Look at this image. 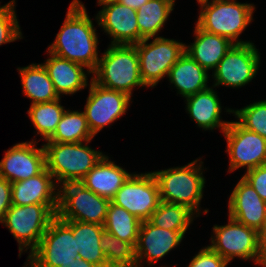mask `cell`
<instances>
[{"instance_id": "1", "label": "cell", "mask_w": 266, "mask_h": 267, "mask_svg": "<svg viewBox=\"0 0 266 267\" xmlns=\"http://www.w3.org/2000/svg\"><path fill=\"white\" fill-rule=\"evenodd\" d=\"M80 0H73L55 40L47 47L48 52L78 63L92 73L99 62L98 33Z\"/></svg>"}, {"instance_id": "2", "label": "cell", "mask_w": 266, "mask_h": 267, "mask_svg": "<svg viewBox=\"0 0 266 267\" xmlns=\"http://www.w3.org/2000/svg\"><path fill=\"white\" fill-rule=\"evenodd\" d=\"M92 80L101 87L126 93L130 97L134 87H147L140 75L136 46L109 44L99 58Z\"/></svg>"}, {"instance_id": "3", "label": "cell", "mask_w": 266, "mask_h": 267, "mask_svg": "<svg viewBox=\"0 0 266 267\" xmlns=\"http://www.w3.org/2000/svg\"><path fill=\"white\" fill-rule=\"evenodd\" d=\"M203 163L199 158L181 167L153 171L159 186L160 200L187 206L200 216V203L206 184Z\"/></svg>"}, {"instance_id": "4", "label": "cell", "mask_w": 266, "mask_h": 267, "mask_svg": "<svg viewBox=\"0 0 266 267\" xmlns=\"http://www.w3.org/2000/svg\"><path fill=\"white\" fill-rule=\"evenodd\" d=\"M92 140L77 143L43 144L46 168L60 187L66 183L80 182L105 155L88 145Z\"/></svg>"}, {"instance_id": "5", "label": "cell", "mask_w": 266, "mask_h": 267, "mask_svg": "<svg viewBox=\"0 0 266 267\" xmlns=\"http://www.w3.org/2000/svg\"><path fill=\"white\" fill-rule=\"evenodd\" d=\"M255 5L236 0H214L200 5L196 24L203 30L230 39L234 44L242 41L240 35L253 21Z\"/></svg>"}, {"instance_id": "6", "label": "cell", "mask_w": 266, "mask_h": 267, "mask_svg": "<svg viewBox=\"0 0 266 267\" xmlns=\"http://www.w3.org/2000/svg\"><path fill=\"white\" fill-rule=\"evenodd\" d=\"M57 210L58 205L29 204L11 205L6 211L1 224L17 240L19 257L28 250L30 254L38 246Z\"/></svg>"}, {"instance_id": "7", "label": "cell", "mask_w": 266, "mask_h": 267, "mask_svg": "<svg viewBox=\"0 0 266 267\" xmlns=\"http://www.w3.org/2000/svg\"><path fill=\"white\" fill-rule=\"evenodd\" d=\"M78 252L72 220H62L56 215L23 267H59L75 261Z\"/></svg>"}, {"instance_id": "8", "label": "cell", "mask_w": 266, "mask_h": 267, "mask_svg": "<svg viewBox=\"0 0 266 267\" xmlns=\"http://www.w3.org/2000/svg\"><path fill=\"white\" fill-rule=\"evenodd\" d=\"M134 45L139 57L142 81L150 88L168 76L171 67L185 52V43L163 36L143 39Z\"/></svg>"}, {"instance_id": "9", "label": "cell", "mask_w": 266, "mask_h": 267, "mask_svg": "<svg viewBox=\"0 0 266 267\" xmlns=\"http://www.w3.org/2000/svg\"><path fill=\"white\" fill-rule=\"evenodd\" d=\"M110 200L97 195L80 182L59 187L57 216L62 220L104 225Z\"/></svg>"}, {"instance_id": "10", "label": "cell", "mask_w": 266, "mask_h": 267, "mask_svg": "<svg viewBox=\"0 0 266 267\" xmlns=\"http://www.w3.org/2000/svg\"><path fill=\"white\" fill-rule=\"evenodd\" d=\"M254 43L234 44L210 74L214 87L242 88L258 74L260 52Z\"/></svg>"}, {"instance_id": "11", "label": "cell", "mask_w": 266, "mask_h": 267, "mask_svg": "<svg viewBox=\"0 0 266 267\" xmlns=\"http://www.w3.org/2000/svg\"><path fill=\"white\" fill-rule=\"evenodd\" d=\"M208 246L228 263L236 257L258 265V232L228 216V224L214 225Z\"/></svg>"}, {"instance_id": "12", "label": "cell", "mask_w": 266, "mask_h": 267, "mask_svg": "<svg viewBox=\"0 0 266 267\" xmlns=\"http://www.w3.org/2000/svg\"><path fill=\"white\" fill-rule=\"evenodd\" d=\"M111 202L124 208L140 221H148L161 202L159 186L152 171L133 173Z\"/></svg>"}, {"instance_id": "13", "label": "cell", "mask_w": 266, "mask_h": 267, "mask_svg": "<svg viewBox=\"0 0 266 267\" xmlns=\"http://www.w3.org/2000/svg\"><path fill=\"white\" fill-rule=\"evenodd\" d=\"M90 76L89 94L83 112L95 137L105 126L110 127V124L125 115L133 101L126 93L101 87Z\"/></svg>"}, {"instance_id": "14", "label": "cell", "mask_w": 266, "mask_h": 267, "mask_svg": "<svg viewBox=\"0 0 266 267\" xmlns=\"http://www.w3.org/2000/svg\"><path fill=\"white\" fill-rule=\"evenodd\" d=\"M223 135L227 142L225 152L229 156V173L240 168L248 171L266 164V139L258 133L246 130L237 121L231 120Z\"/></svg>"}, {"instance_id": "15", "label": "cell", "mask_w": 266, "mask_h": 267, "mask_svg": "<svg viewBox=\"0 0 266 267\" xmlns=\"http://www.w3.org/2000/svg\"><path fill=\"white\" fill-rule=\"evenodd\" d=\"M102 9L95 15L98 27L111 37V44L139 43L137 11L117 0H97Z\"/></svg>"}, {"instance_id": "16", "label": "cell", "mask_w": 266, "mask_h": 267, "mask_svg": "<svg viewBox=\"0 0 266 267\" xmlns=\"http://www.w3.org/2000/svg\"><path fill=\"white\" fill-rule=\"evenodd\" d=\"M16 143L4 152L0 160V177L10 183L28 179L40 174L46 168L45 149L39 140Z\"/></svg>"}, {"instance_id": "17", "label": "cell", "mask_w": 266, "mask_h": 267, "mask_svg": "<svg viewBox=\"0 0 266 267\" xmlns=\"http://www.w3.org/2000/svg\"><path fill=\"white\" fill-rule=\"evenodd\" d=\"M184 238L178 231L157 227L149 220L142 221L135 246L137 267H144L146 264L152 267L179 246Z\"/></svg>"}, {"instance_id": "18", "label": "cell", "mask_w": 266, "mask_h": 267, "mask_svg": "<svg viewBox=\"0 0 266 267\" xmlns=\"http://www.w3.org/2000/svg\"><path fill=\"white\" fill-rule=\"evenodd\" d=\"M228 212L229 217L257 232L266 225V202L243 177L229 196Z\"/></svg>"}, {"instance_id": "19", "label": "cell", "mask_w": 266, "mask_h": 267, "mask_svg": "<svg viewBox=\"0 0 266 267\" xmlns=\"http://www.w3.org/2000/svg\"><path fill=\"white\" fill-rule=\"evenodd\" d=\"M12 205L29 204L58 205L59 186L45 168L40 174L11 183Z\"/></svg>"}, {"instance_id": "20", "label": "cell", "mask_w": 266, "mask_h": 267, "mask_svg": "<svg viewBox=\"0 0 266 267\" xmlns=\"http://www.w3.org/2000/svg\"><path fill=\"white\" fill-rule=\"evenodd\" d=\"M47 53H49V57L42 64L46 68L59 97L62 95H74L90 85L87 77L92 72L86 71V67L58 57L48 51Z\"/></svg>"}, {"instance_id": "21", "label": "cell", "mask_w": 266, "mask_h": 267, "mask_svg": "<svg viewBox=\"0 0 266 267\" xmlns=\"http://www.w3.org/2000/svg\"><path fill=\"white\" fill-rule=\"evenodd\" d=\"M214 86L200 91L185 99L186 112L189 117L204 131H212L220 128L223 133L228 127L230 121H223L221 117L222 102L214 90Z\"/></svg>"}, {"instance_id": "22", "label": "cell", "mask_w": 266, "mask_h": 267, "mask_svg": "<svg viewBox=\"0 0 266 267\" xmlns=\"http://www.w3.org/2000/svg\"><path fill=\"white\" fill-rule=\"evenodd\" d=\"M133 173L109 160L104 155L80 181L86 188L110 201Z\"/></svg>"}, {"instance_id": "23", "label": "cell", "mask_w": 266, "mask_h": 267, "mask_svg": "<svg viewBox=\"0 0 266 267\" xmlns=\"http://www.w3.org/2000/svg\"><path fill=\"white\" fill-rule=\"evenodd\" d=\"M194 36L193 43L185 44V52L208 72L216 69L218 63L234 45L230 39L209 33L196 23Z\"/></svg>"}, {"instance_id": "24", "label": "cell", "mask_w": 266, "mask_h": 267, "mask_svg": "<svg viewBox=\"0 0 266 267\" xmlns=\"http://www.w3.org/2000/svg\"><path fill=\"white\" fill-rule=\"evenodd\" d=\"M209 73L184 52L171 67L168 78L177 94L186 98L208 88Z\"/></svg>"}, {"instance_id": "25", "label": "cell", "mask_w": 266, "mask_h": 267, "mask_svg": "<svg viewBox=\"0 0 266 267\" xmlns=\"http://www.w3.org/2000/svg\"><path fill=\"white\" fill-rule=\"evenodd\" d=\"M17 70L21 77L22 93L30 101L32 100L31 104L50 102L60 98L42 63H32L26 67H18Z\"/></svg>"}, {"instance_id": "26", "label": "cell", "mask_w": 266, "mask_h": 267, "mask_svg": "<svg viewBox=\"0 0 266 267\" xmlns=\"http://www.w3.org/2000/svg\"><path fill=\"white\" fill-rule=\"evenodd\" d=\"M72 231L79 250L78 256L97 267H108L100 245L104 226L72 220Z\"/></svg>"}, {"instance_id": "27", "label": "cell", "mask_w": 266, "mask_h": 267, "mask_svg": "<svg viewBox=\"0 0 266 267\" xmlns=\"http://www.w3.org/2000/svg\"><path fill=\"white\" fill-rule=\"evenodd\" d=\"M175 4L170 0H149L137 10L139 42L143 39L158 37V33L169 20Z\"/></svg>"}, {"instance_id": "28", "label": "cell", "mask_w": 266, "mask_h": 267, "mask_svg": "<svg viewBox=\"0 0 266 267\" xmlns=\"http://www.w3.org/2000/svg\"><path fill=\"white\" fill-rule=\"evenodd\" d=\"M196 217L197 214L187 206L161 201L149 221L157 227L178 231L185 236Z\"/></svg>"}, {"instance_id": "29", "label": "cell", "mask_w": 266, "mask_h": 267, "mask_svg": "<svg viewBox=\"0 0 266 267\" xmlns=\"http://www.w3.org/2000/svg\"><path fill=\"white\" fill-rule=\"evenodd\" d=\"M65 109L61 105V97L50 102L31 104L27 114L36 129L34 133L42 136L44 142L48 141L56 131Z\"/></svg>"}, {"instance_id": "30", "label": "cell", "mask_w": 266, "mask_h": 267, "mask_svg": "<svg viewBox=\"0 0 266 267\" xmlns=\"http://www.w3.org/2000/svg\"><path fill=\"white\" fill-rule=\"evenodd\" d=\"M93 138L84 112L66 109L53 136L45 142L77 143Z\"/></svg>"}, {"instance_id": "31", "label": "cell", "mask_w": 266, "mask_h": 267, "mask_svg": "<svg viewBox=\"0 0 266 267\" xmlns=\"http://www.w3.org/2000/svg\"><path fill=\"white\" fill-rule=\"evenodd\" d=\"M141 222L136 216L130 214L124 208L110 202L103 226L105 231L111 233L118 239L136 246Z\"/></svg>"}, {"instance_id": "32", "label": "cell", "mask_w": 266, "mask_h": 267, "mask_svg": "<svg viewBox=\"0 0 266 267\" xmlns=\"http://www.w3.org/2000/svg\"><path fill=\"white\" fill-rule=\"evenodd\" d=\"M100 245L108 267H137L135 246L132 243L122 241L104 230Z\"/></svg>"}, {"instance_id": "33", "label": "cell", "mask_w": 266, "mask_h": 267, "mask_svg": "<svg viewBox=\"0 0 266 267\" xmlns=\"http://www.w3.org/2000/svg\"><path fill=\"white\" fill-rule=\"evenodd\" d=\"M228 114H233L237 122L254 133L266 139V100L250 103L240 109L224 108Z\"/></svg>"}, {"instance_id": "34", "label": "cell", "mask_w": 266, "mask_h": 267, "mask_svg": "<svg viewBox=\"0 0 266 267\" xmlns=\"http://www.w3.org/2000/svg\"><path fill=\"white\" fill-rule=\"evenodd\" d=\"M16 0L0 6V46L23 39L18 16L16 14Z\"/></svg>"}, {"instance_id": "35", "label": "cell", "mask_w": 266, "mask_h": 267, "mask_svg": "<svg viewBox=\"0 0 266 267\" xmlns=\"http://www.w3.org/2000/svg\"><path fill=\"white\" fill-rule=\"evenodd\" d=\"M228 264L224 258L207 245L193 256L187 267H227Z\"/></svg>"}, {"instance_id": "36", "label": "cell", "mask_w": 266, "mask_h": 267, "mask_svg": "<svg viewBox=\"0 0 266 267\" xmlns=\"http://www.w3.org/2000/svg\"><path fill=\"white\" fill-rule=\"evenodd\" d=\"M266 202V164L244 172L242 176Z\"/></svg>"}, {"instance_id": "37", "label": "cell", "mask_w": 266, "mask_h": 267, "mask_svg": "<svg viewBox=\"0 0 266 267\" xmlns=\"http://www.w3.org/2000/svg\"><path fill=\"white\" fill-rule=\"evenodd\" d=\"M11 205V183L3 177H0V223Z\"/></svg>"}, {"instance_id": "38", "label": "cell", "mask_w": 266, "mask_h": 267, "mask_svg": "<svg viewBox=\"0 0 266 267\" xmlns=\"http://www.w3.org/2000/svg\"><path fill=\"white\" fill-rule=\"evenodd\" d=\"M258 265L266 267V225L258 232Z\"/></svg>"}, {"instance_id": "39", "label": "cell", "mask_w": 266, "mask_h": 267, "mask_svg": "<svg viewBox=\"0 0 266 267\" xmlns=\"http://www.w3.org/2000/svg\"><path fill=\"white\" fill-rule=\"evenodd\" d=\"M59 267H97L92 263H89L88 261L81 259L80 257H77L75 261L69 262L67 264H61Z\"/></svg>"}, {"instance_id": "40", "label": "cell", "mask_w": 266, "mask_h": 267, "mask_svg": "<svg viewBox=\"0 0 266 267\" xmlns=\"http://www.w3.org/2000/svg\"><path fill=\"white\" fill-rule=\"evenodd\" d=\"M117 1L137 11L141 6L146 4L149 0H117Z\"/></svg>"}, {"instance_id": "41", "label": "cell", "mask_w": 266, "mask_h": 267, "mask_svg": "<svg viewBox=\"0 0 266 267\" xmlns=\"http://www.w3.org/2000/svg\"><path fill=\"white\" fill-rule=\"evenodd\" d=\"M197 3H199V5L206 3V2H210V1H214V0H196Z\"/></svg>"}]
</instances>
